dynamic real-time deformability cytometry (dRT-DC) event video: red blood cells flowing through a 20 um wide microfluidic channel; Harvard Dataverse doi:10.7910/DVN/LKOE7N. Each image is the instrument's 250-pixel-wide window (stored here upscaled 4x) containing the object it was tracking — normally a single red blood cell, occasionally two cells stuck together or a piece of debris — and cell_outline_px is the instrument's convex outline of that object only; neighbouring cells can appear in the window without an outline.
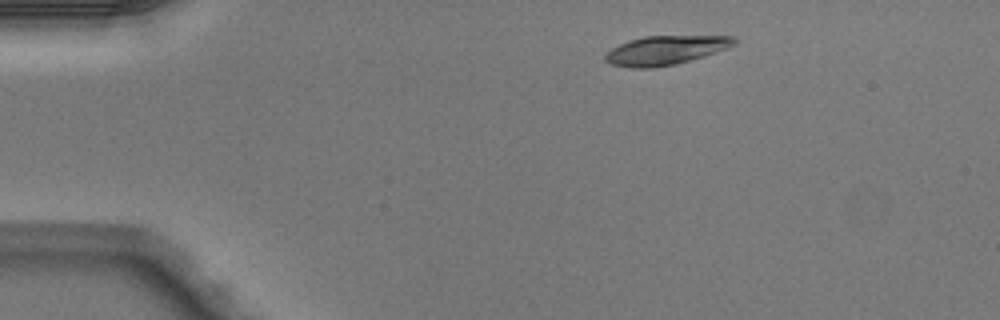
{"species": "Egyptian fruit bat (a non-hibernating species)", "species_latin": "Rousettus aegyptiacus", "temperature_condition": "warm", "stored_images_in_passage": 3, "camera_frame_rate_fps": 3000, "um_per_image_px": 0.085, "animal": {"sex": "male"}, "frame": {"image": 1, "passage_image": 1, "time_ms": 0.0, "image_size_px": [1000, 320], "cell_outline_px": [[736, 44], [728, 48], [704, 56], [676, 64], [652, 68], [628, 68], [608, 64], [604, 60], [604, 56], [612, 48], [628, 40], [644, 36], [732, 36], [736, 40]], "centroid_in_image_um": [56.53, 4.28], "position_along_channel_um": 28.5, "area_um2": 21.91}}
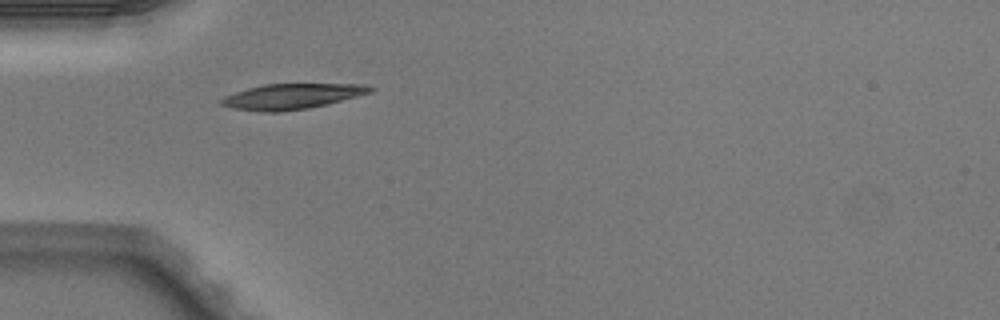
{"frame": {"image": 2, "passage_image": 3, "time_ms": 0.667, "image_size_px": [1000, 320], "cell_outline_px": [[376, 88], [372, 92], [328, 104], [308, 108], [280, 112], [264, 112], [232, 108], [220, 104], [220, 100], [224, 96], [248, 88], [264, 84], [364, 84]], "centroid_in_image_um": [24.82, 8.19], "position_along_channel_um": 60.2, "area_um2": 22.02}}